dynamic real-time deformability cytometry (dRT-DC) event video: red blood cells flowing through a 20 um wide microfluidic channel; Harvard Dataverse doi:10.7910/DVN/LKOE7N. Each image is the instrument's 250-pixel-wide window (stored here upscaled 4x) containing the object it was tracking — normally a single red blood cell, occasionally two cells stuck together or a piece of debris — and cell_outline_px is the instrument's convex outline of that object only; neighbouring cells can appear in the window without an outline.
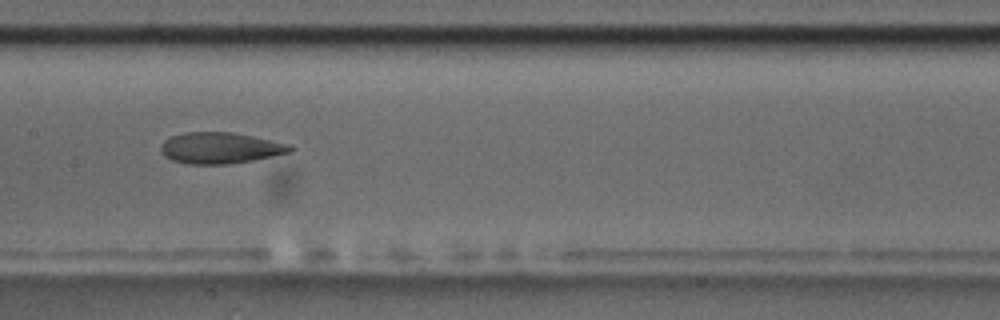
{"species": "common noctule bat (a hibernating species)", "species_latin": "Nyctalus noctula", "temperature_condition": "room temperature", "stored_images_in_passage": 11, "camera_frame_rate_fps": 3000, "um_per_image_px": 0.085, "animal": {"sex": "male", "body_mass_g": 17.5, "forearm_length_mm": 52.3}, "frame": {"image": 1, "passage_image": 8, "time_ms": 9.0, "image_size_px": [1000, 320], "cell_outline_px": [[296, 148], [292, 152], [252, 160], [228, 164], [188, 164], [172, 160], [164, 156], [160, 152], [160, 144], [164, 140], [172, 136], [184, 132], [232, 132], [292, 144]], "centroid_in_image_um": [18.73, 12.57], "position_along_channel_um": 188.7, "area_um2": 23.7}}
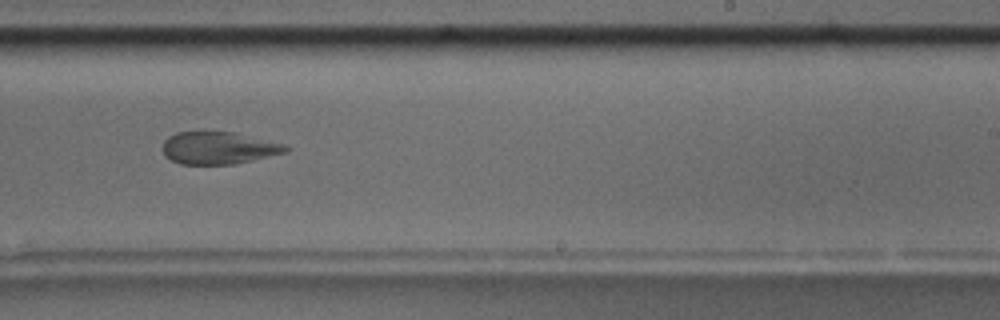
{"frame": {"image": 2, "passage_image": 10, "time_ms": 11.333, "image_size_px": [1000, 320], "cell_outline_px": [[292, 148], [288, 152], [236, 164], [180, 164], [164, 156], [164, 140], [168, 136], [176, 132], [232, 132], [284, 144]], "centroid_in_image_um": [18.6, 12.59], "position_along_channel_um": 270.4, "area_um2": 23.12}}